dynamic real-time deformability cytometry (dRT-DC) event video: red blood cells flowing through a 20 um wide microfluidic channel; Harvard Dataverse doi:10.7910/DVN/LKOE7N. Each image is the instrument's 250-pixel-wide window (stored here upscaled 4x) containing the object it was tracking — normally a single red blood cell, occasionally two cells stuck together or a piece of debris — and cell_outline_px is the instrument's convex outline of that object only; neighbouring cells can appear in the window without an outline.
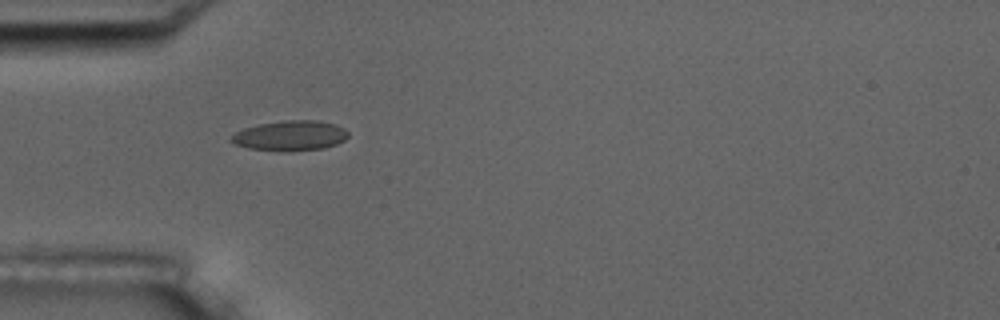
{"species": "common noctule bat (a hibernating species)", "species_latin": "Nyctalus noctula", "temperature_condition": "room temperature", "stored_images_in_passage": 4, "camera_frame_rate_fps": 3000, "um_per_image_px": 0.085, "animal": {"sex": "male", "body_mass_g": 17.5, "forearm_length_mm": 52.3}, "frame": {"image": 1, "passage_image": 1, "time_ms": 0.0, "image_size_px": [1000, 320], "cell_outline_px": [[348, 136], [344, 140], [336, 144], [324, 148], [280, 152], [248, 148], [232, 144], [228, 140], [236, 132], [244, 128], [260, 124], [284, 120], [316, 120], [336, 124], [344, 128], [348, 132]], "centroid_in_image_um": [24.65, 11.54], "position_along_channel_um": 60.4, "area_um2": 20.69}}
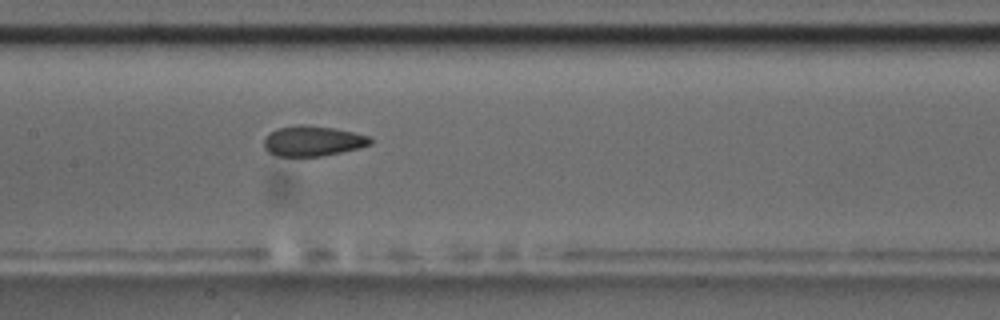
{"frame": {"image": 2, "passage_image": 4, "time_ms": 3.333, "image_size_px": [1000, 320], "cell_outline_px": [[372, 144], [360, 148], [320, 156], [276, 156], [268, 152], [264, 148], [264, 136], [268, 132], [276, 128], [296, 124], [304, 124], [332, 128], [352, 132], [368, 136], [372, 140]], "centroid_in_image_um": [26.52, 11.97], "position_along_channel_um": 180.9, "area_um2": 18.9}}